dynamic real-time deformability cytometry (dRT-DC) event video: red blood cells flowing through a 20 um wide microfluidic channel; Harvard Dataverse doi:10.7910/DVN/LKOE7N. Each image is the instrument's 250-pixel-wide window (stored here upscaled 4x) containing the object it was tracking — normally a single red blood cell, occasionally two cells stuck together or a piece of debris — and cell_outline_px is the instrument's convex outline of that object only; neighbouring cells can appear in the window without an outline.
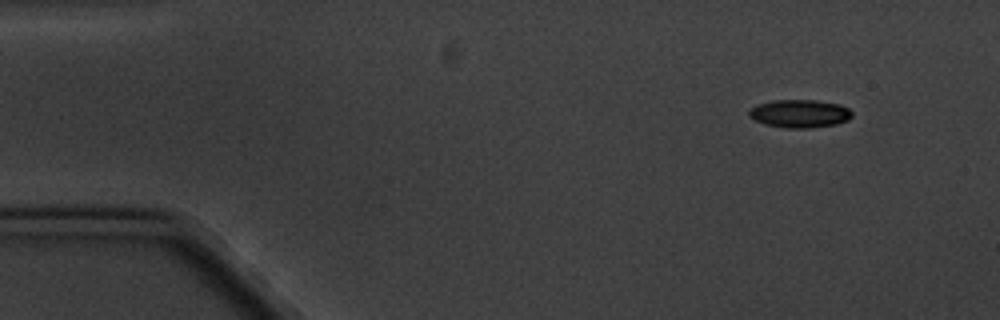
{"species": "common noctule bat (a hibernating species)", "species_latin": "Nyctalus noctula", "temperature_condition": "cold", "stored_images_in_passage": 15, "camera_frame_rate_fps": 3000, "um_per_image_px": 0.085, "animal": {"sex": "male", "body_mass_g": 20.1, "forearm_length_mm": 53.5}, "frame": {"image": 1, "passage_image": 1, "time_ms": 0.0, "image_size_px": [1000, 320], "cell_outline_px": [[852, 116], [848, 120], [836, 124], [808, 128], [788, 128], [764, 124], [748, 116], [748, 112], [756, 104], [772, 100], [816, 100], [840, 104], [848, 108], [852, 112]], "centroid_in_image_um": [67.97, 9.65], "position_along_channel_um": 17.0, "area_um2": 16.88}}
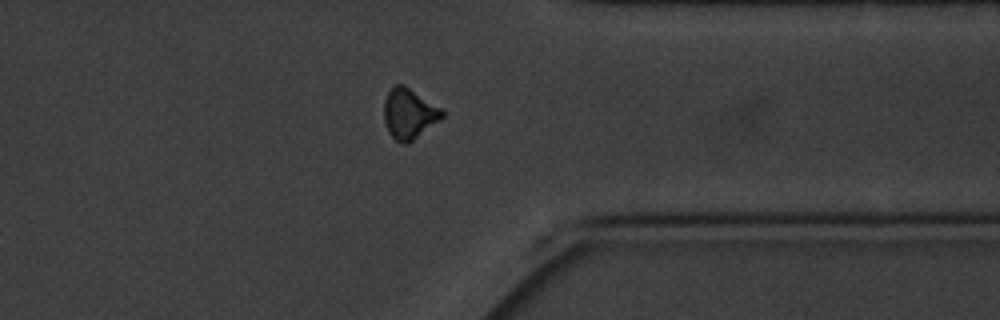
{"frame": {"image": 2, "passage_image": 12, "time_ms": 13.667, "image_size_px": [1000, 320], "cell_outline_px": [[444, 116], [440, 120], [408, 144], [404, 144], [396, 140], [388, 132], [384, 120], [384, 100], [388, 92], [396, 84], [404, 84], [440, 108], [444, 112]], "centroid_in_image_um": [34.76, 9.67], "position_along_channel_um": 376.6, "area_um2": 16.94}}
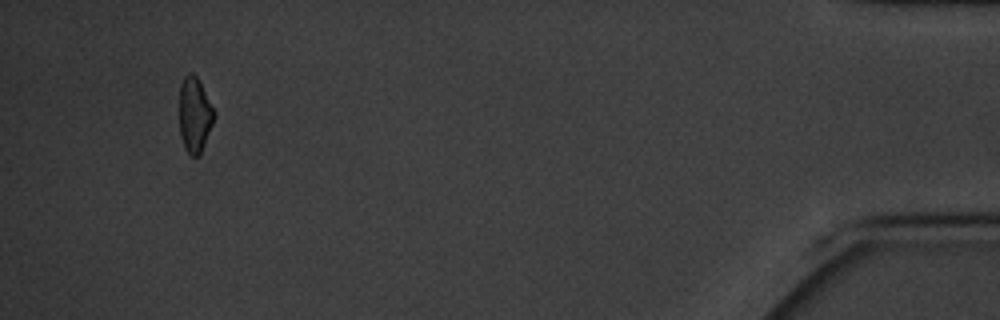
{"frame": {"image": 3, "passage_image": 14, "time_ms": 17.0, "image_size_px": [1000, 320], "cell_outline_px": [[216, 116], [200, 152], [196, 156], [192, 156], [184, 148], [180, 132], [180, 84], [184, 76], [188, 72], [192, 72], [196, 76], [216, 112]], "centroid_in_image_um": [16.55, 9.72], "position_along_channel_um": 418.7, "area_um2": 15.03}, "authors_computed_cell_mechanics": {"area_um2": 16.8776, "velocity_mm_per_s": 3.3152, "shape_relaxation_time_tau1_ms": 2.7971, "shape_relaxation_time_tau2_ms": 3.5975, "deformation_change_tau1": 0.086, "deformation_change_tau2": 0.0905}}